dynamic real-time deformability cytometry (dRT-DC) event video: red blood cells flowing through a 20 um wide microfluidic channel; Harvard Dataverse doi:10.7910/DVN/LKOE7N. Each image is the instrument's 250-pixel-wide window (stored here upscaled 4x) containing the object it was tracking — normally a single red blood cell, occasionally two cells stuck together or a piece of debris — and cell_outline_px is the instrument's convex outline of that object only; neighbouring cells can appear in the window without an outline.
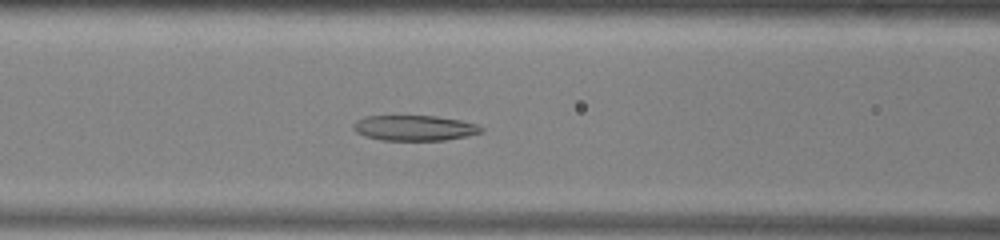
{"species": "common noctule bat (a hibernating species)", "species_latin": "Nyctalus noctula", "temperature_condition": "warm", "stored_images_in_passage": 45, "camera_frame_rate_fps": 3000, "um_per_image_px": 0.085, "animal": {"sex": "male", "body_mass_g": 13.0, "forearm_length_mm": 53.1}, "frame": {"image": 1, "passage_image": 16, "time_ms": 5.0, "image_size_px": [1000, 240], "cell_outline_px": [[484, 132], [468, 136], [444, 140], [380, 140], [364, 136], [356, 132], [352, 128], [352, 124], [356, 120], [364, 116], [436, 116], [460, 120], [476, 124], [484, 128]], "centroid_in_image_um": [35.22, 10.88], "position_along_channel_um": 131.4, "area_um2": 19.07}}
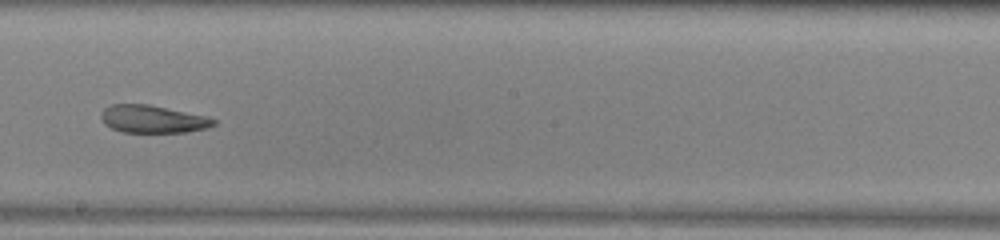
{"frame": {"image": 2, "passage_image": 24, "time_ms": 7.667, "image_size_px": [1000, 240], "cell_outline_px": [[216, 124], [208, 128], [188, 132], [124, 132], [112, 128], [104, 124], [100, 116], [100, 112], [104, 108], [112, 104], [148, 104], [208, 116], [216, 120]], "centroid_in_image_um": [13.0, 10.12], "position_along_channel_um": 235.2, "area_um2": 18.26}}
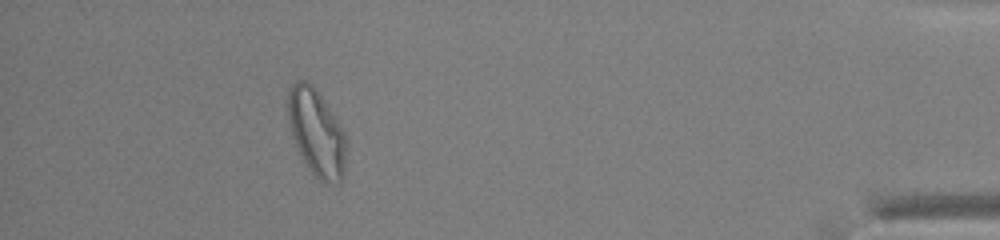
{"frame": {"image": 3, "passage_image": 42, "time_ms": 13.667, "image_size_px": [1000, 240], "cell_outline_px": [[348, 148], [344, 176], [340, 184], [324, 184], [308, 168], [296, 148], [292, 136], [288, 120], [288, 92], [292, 84], [296, 80], [308, 80], [312, 84], [344, 132], [348, 144]], "centroid_in_image_um": [26.92, 11.34], "position_along_channel_um": 408.3, "area_um2": 29.82}, "authors_computed_cell_mechanics": {"area_um2": 22.6576, "velocity_mm_per_s": 3.9035, "shape_relaxation_time_tau1_ms": null, "shape_relaxation_time_tau2_ms": 6.4598, "deformation_change_tau1": null, "deformation_change_tau2": 0.1654}}